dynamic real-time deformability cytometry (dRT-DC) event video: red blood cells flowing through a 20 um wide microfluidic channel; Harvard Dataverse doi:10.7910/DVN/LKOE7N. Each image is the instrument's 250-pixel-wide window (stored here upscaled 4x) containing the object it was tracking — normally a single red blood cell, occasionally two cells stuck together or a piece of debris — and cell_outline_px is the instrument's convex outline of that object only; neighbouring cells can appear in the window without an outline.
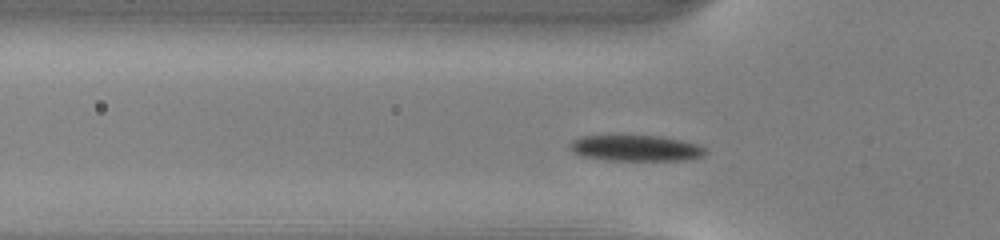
{"species": "common noctule bat (a hibernating species)", "species_latin": "Nyctalus noctula", "temperature_condition": "warm", "stored_images_in_passage": 43, "camera_frame_rate_fps": 3000, "um_per_image_px": 0.085, "animal": {"sex": "male", "body_mass_g": 13.0, "forearm_length_mm": 53.1}, "frame": {"image": 1, "passage_image": 7, "time_ms": 2.0, "image_size_px": [1000, 240], "cell_outline_px": [[708, 152], [704, 156], [688, 160], [608, 160], [584, 156], [572, 152], [568, 144], [572, 140], [584, 136], [660, 136], [700, 144]], "centroid_in_image_um": [54.09, 12.6], "position_along_channel_um": 71.7, "area_um2": 20.46}}
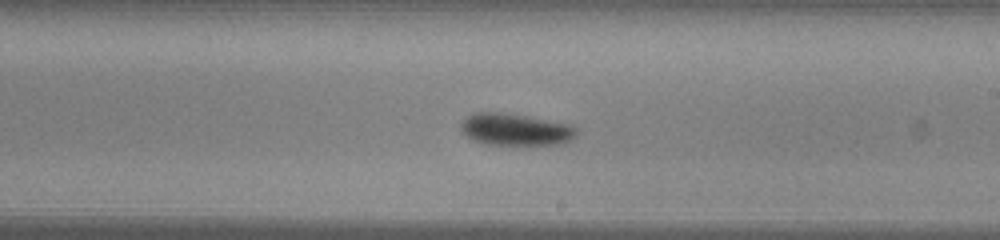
{"frame": {"image": 2, "passage_image": 20, "time_ms": 6.333, "image_size_px": [1000, 240], "cell_outline_px": [[576, 136], [572, 140], [560, 144], [484, 144], [472, 140], [460, 132], [460, 124], [468, 116], [476, 112], [500, 112], [524, 116], [568, 124], [576, 128]], "centroid_in_image_um": [43.76, 11.01], "position_along_channel_um": 245.2, "area_um2": 21.33}}
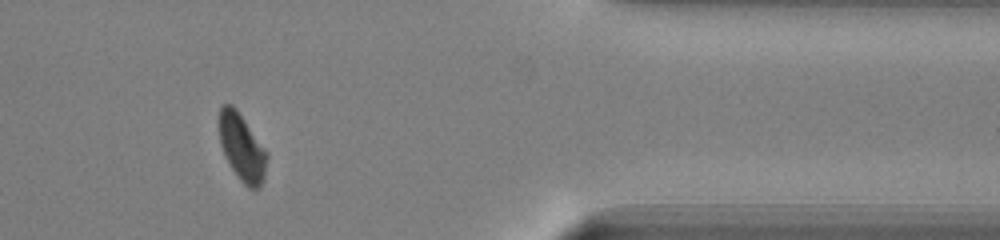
{"frame": {"image": 3, "passage_image": 33, "time_ms": 10.667, "image_size_px": [1000, 240], "cell_outline_px": [[268, 156], [264, 180], [256, 188], [248, 188], [240, 180], [232, 168], [220, 144], [220, 108], [224, 104], [232, 104], [236, 108], [268, 152]], "centroid_in_image_um": [20.6, 12.53], "position_along_channel_um": 390.8, "area_um2": 18.38}, "authors_computed_cell_mechanics": {"area_um2": 20.3456, "velocity_mm_per_s": 4.0068, "shape_relaxation_time_tau1_ms": 2.1162, "shape_relaxation_time_tau2_ms": 4.4885, "deformation_change_tau1": 0.1313, "deformation_change_tau2": 0.0853}}